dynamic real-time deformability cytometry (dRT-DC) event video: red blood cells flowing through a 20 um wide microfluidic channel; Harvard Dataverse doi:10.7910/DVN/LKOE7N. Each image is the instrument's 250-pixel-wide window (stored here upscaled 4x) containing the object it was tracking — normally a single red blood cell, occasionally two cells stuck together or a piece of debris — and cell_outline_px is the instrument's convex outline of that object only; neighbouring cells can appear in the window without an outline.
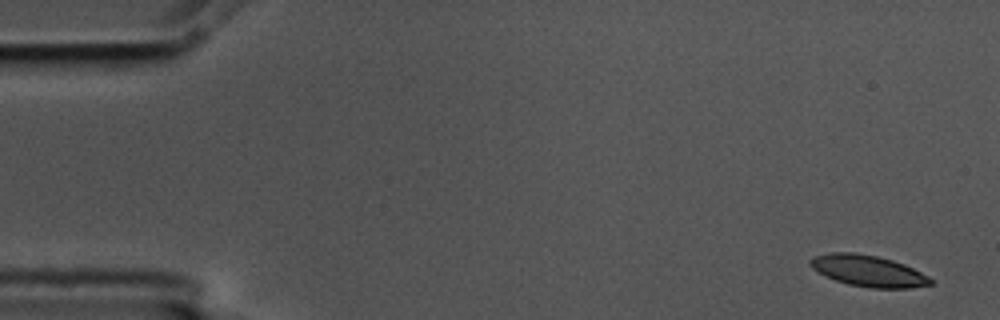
{"species": "common noctule bat (a hibernating species)", "species_latin": "Nyctalus noctula", "temperature_condition": "cold", "stored_images_in_passage": 6, "camera_frame_rate_fps": 3000, "um_per_image_px": 0.085, "animal": {"sex": "male", "body_mass_g": 17.5, "forearm_length_mm": 52.3}, "frame": {"image": 1, "passage_image": 1, "time_ms": 0.0, "image_size_px": [1000, 320], "cell_outline_px": [[936, 280], [932, 284], [912, 288], [872, 288], [848, 284], [824, 276], [812, 268], [808, 264], [808, 260], [812, 256], [828, 252], [856, 252], [876, 256], [892, 260], [904, 264]], "centroid_in_image_um": [73.77, 23.02], "position_along_channel_um": 11.2, "area_um2": 22.2}}